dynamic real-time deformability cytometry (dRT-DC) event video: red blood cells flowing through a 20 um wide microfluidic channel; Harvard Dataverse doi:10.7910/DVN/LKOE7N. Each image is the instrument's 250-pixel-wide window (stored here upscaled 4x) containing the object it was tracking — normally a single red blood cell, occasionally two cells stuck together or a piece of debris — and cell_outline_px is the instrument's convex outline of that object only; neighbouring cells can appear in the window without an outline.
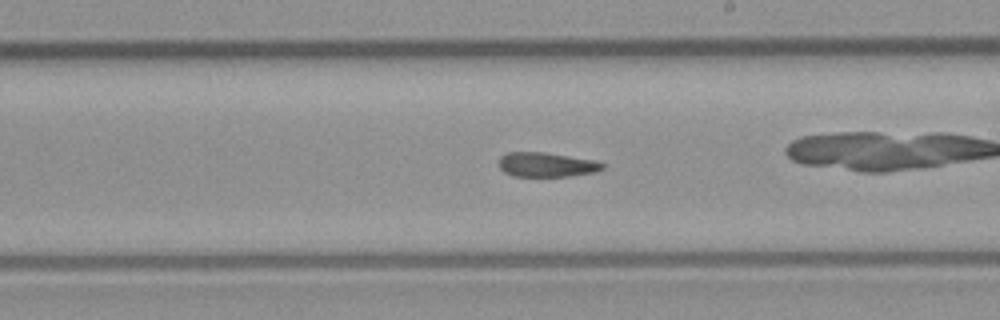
{"species": "common noctule bat (a hibernating species)", "species_latin": "Nyctalus noctula", "temperature_condition": "room temperature", "stored_images_in_passage": 52, "camera_frame_rate_fps": 3000, "um_per_image_px": 0.085, "animal": {"sex": "male", "body_mass_g": 23.1, "forearm_length_mm": 52.7}, "frame": {"image": 1, "passage_image": 30, "time_ms": 9.667, "image_size_px": [1000, 320], "cell_outline_px": [[604, 168], [596, 172], [568, 176], [512, 176], [504, 172], [500, 168], [500, 156], [508, 152], [544, 152], [596, 160], [604, 164]], "centroid_in_image_um": [46.47, 13.99], "position_along_channel_um": 242.5, "area_um2": 14.8}, "authors_computed_cell_mechanics": {"area_um2": 15.6349, "velocity_mm_per_s": 4.0984, "shape_relaxation_time_tau1_ms": null, "shape_relaxation_time_tau2_ms": 6.5733, "deformation_change_tau1": null, "deformation_change_tau2": 0.1524}}